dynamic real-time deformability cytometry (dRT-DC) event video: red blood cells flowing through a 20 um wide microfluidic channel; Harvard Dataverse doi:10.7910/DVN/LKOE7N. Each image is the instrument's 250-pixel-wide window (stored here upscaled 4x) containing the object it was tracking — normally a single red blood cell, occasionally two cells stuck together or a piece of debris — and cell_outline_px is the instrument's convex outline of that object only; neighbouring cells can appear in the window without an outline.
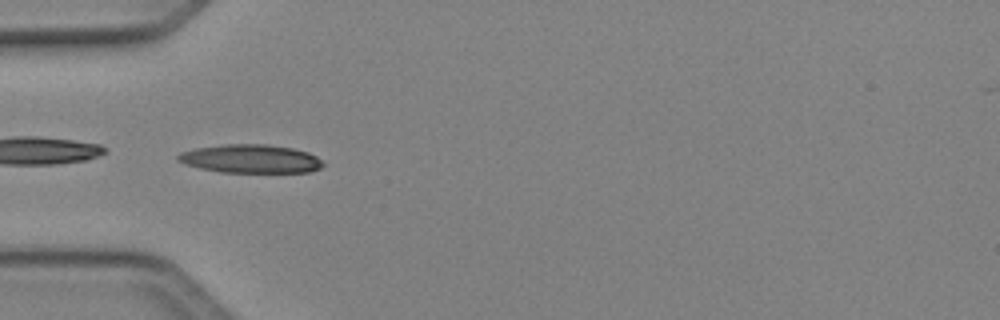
{"species": "Egyptian fruit bat (a non-hibernating species)", "species_latin": "Rousettus aegyptiacus", "temperature_condition": "cold", "stored_images_in_passage": 39, "camera_frame_rate_fps": 3000, "um_per_image_px": 0.085, "animal": {"sex": "female"}, "frame": {"image": 1, "passage_image": 6, "time_ms": 1.667, "image_size_px": [1000, 320], "cell_outline_px": [[324, 164], [320, 168], [308, 172], [220, 172], [200, 168], [184, 164], [176, 160], [176, 156], [180, 152], [196, 148], [224, 144], [268, 144], [292, 148], [308, 152], [316, 156]], "centroid_in_image_um": [21.27, 13.49], "position_along_channel_um": 63.7, "area_um2": 24.1}}
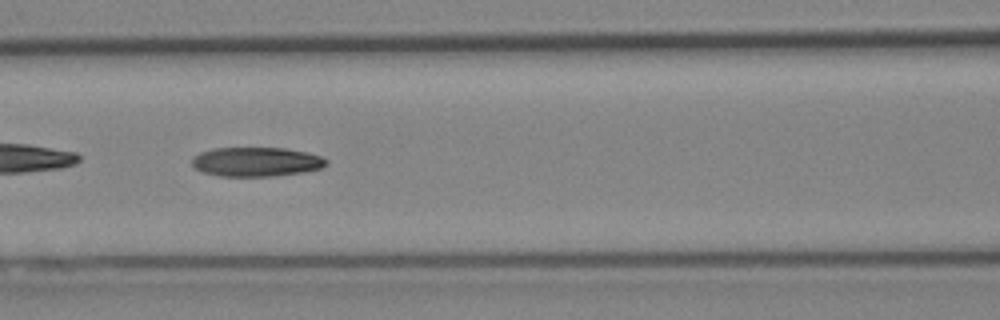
{"frame": {"image": 2, "passage_image": 12, "time_ms": 3.667, "image_size_px": [1000, 320], "cell_outline_px": [[328, 164], [320, 168], [304, 172], [276, 176], [220, 176], [204, 172], [196, 168], [192, 164], [192, 156], [200, 152], [216, 148], [284, 148], [304, 152], [320, 156], [328, 160]], "centroid_in_image_um": [21.78, 13.75], "position_along_channel_um": 144.8, "area_um2": 22.83}, "authors_computed_cell_mechanics": {"area_um2": 23.0622, "velocity_mm_per_s": 4.1544, "shape_relaxation_time_tau1_ms": 4.7352, "shape_relaxation_time_tau2_ms": null, "deformation_change_tau1": 0.1786, "deformation_change_tau2": null}}